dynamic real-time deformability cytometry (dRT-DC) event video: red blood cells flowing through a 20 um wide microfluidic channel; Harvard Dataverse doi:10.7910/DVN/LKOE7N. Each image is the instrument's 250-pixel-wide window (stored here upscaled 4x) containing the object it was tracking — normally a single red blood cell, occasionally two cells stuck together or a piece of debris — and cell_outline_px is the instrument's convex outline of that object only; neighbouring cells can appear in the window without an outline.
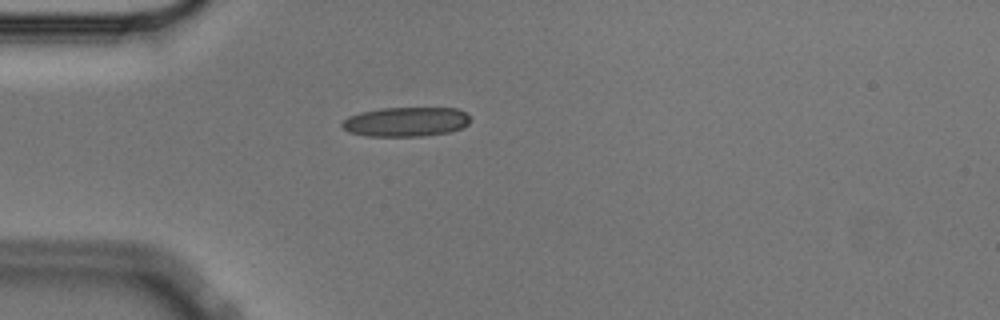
{"species": "Egyptian fruit bat (a non-hibernating species)", "species_latin": "Rousettus aegyptiacus", "temperature_condition": "cold", "stored_images_in_passage": 41, "camera_frame_rate_fps": 3000, "um_per_image_px": 0.085, "animal": {"sex": "male"}, "frame": {"image": 1, "passage_image": 1, "time_ms": 0.0, "image_size_px": [1000, 320], "cell_outline_px": [[468, 124], [464, 128], [452, 132], [420, 136], [364, 136], [348, 132], [340, 124], [348, 116], [360, 112], [380, 108], [456, 108], [464, 112], [468, 116]], "centroid_in_image_um": [34.48, 10.36], "position_along_channel_um": 50.5, "area_um2": 22.14}}
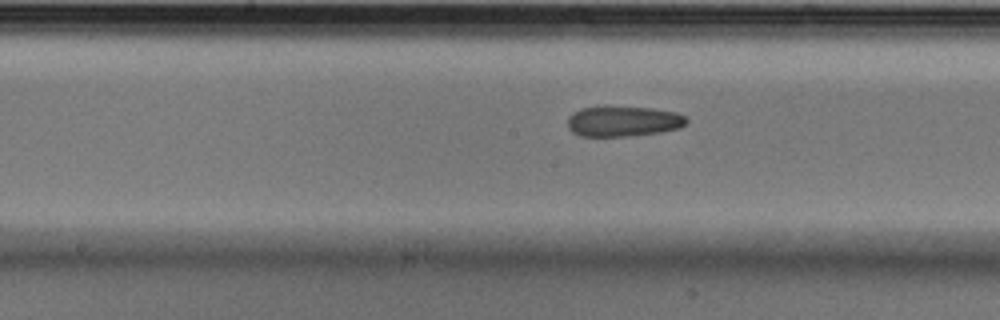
{"frame": {"image": 2, "passage_image": 14, "time_ms": 4.333, "image_size_px": [1000, 320], "cell_outline_px": [[688, 120], [680, 128], [660, 132], [628, 136], [580, 136], [572, 132], [568, 128], [568, 116], [572, 112], [580, 108], [604, 104], [608, 104], [652, 108], [676, 112], [684, 116]], "centroid_in_image_um": [52.91, 10.27], "position_along_channel_um": 195.3, "area_um2": 21.79}}
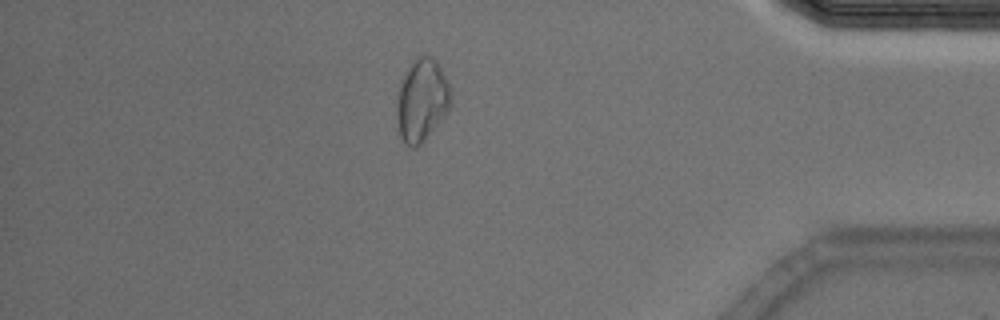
{"frame": {"image": 3, "passage_image": 34, "time_ms": 11.0, "image_size_px": [1000, 320], "cell_outline_px": [[452, 96], [448, 108], [444, 116], [424, 140], [416, 148], [412, 148], [404, 144], [400, 140], [396, 116], [396, 104], [400, 80], [408, 64], [416, 56], [432, 56], [436, 60], [448, 84]], "centroid_in_image_um": [35.8, 8.51], "position_along_channel_um": 399.4, "area_um2": 26.24}, "authors_computed_cell_mechanics": {"area_um2": 22.0218, "velocity_mm_per_s": 3.5821, "shape_relaxation_time_tau1_ms": null, "shape_relaxation_time_tau2_ms": 4.9983, "deformation_change_tau1": null, "deformation_change_tau2": 0.1243}}